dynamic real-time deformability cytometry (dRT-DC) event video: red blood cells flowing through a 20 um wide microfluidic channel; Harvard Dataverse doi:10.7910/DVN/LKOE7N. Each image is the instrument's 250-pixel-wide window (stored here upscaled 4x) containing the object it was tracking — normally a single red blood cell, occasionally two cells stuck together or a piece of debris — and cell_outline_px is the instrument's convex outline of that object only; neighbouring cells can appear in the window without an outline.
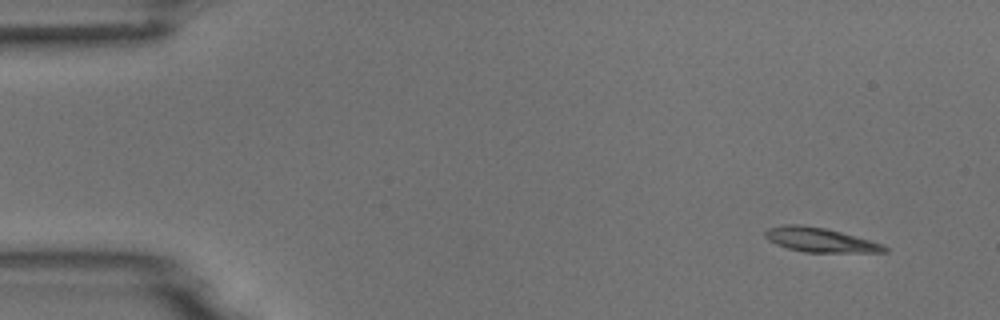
{"species": "common noctule bat (a hibernating species)", "species_latin": "Nyctalus noctula", "temperature_condition": "room temperature", "stored_images_in_passage": 4, "camera_frame_rate_fps": 3000, "um_per_image_px": 0.085, "animal": {"sex": "male", "body_mass_g": 18.8}, "frame": {"image": 1, "passage_image": 1, "time_ms": 0.0, "image_size_px": [1000, 320], "cell_outline_px": [[888, 252], [804, 252], [788, 248], [776, 244], [768, 240], [764, 236], [764, 232], [768, 228], [784, 224], [800, 224], [828, 228], [884, 244], [888, 248]], "centroid_in_image_um": [69.7, 20.38], "position_along_channel_um": 15.3, "area_um2": 17.05}}
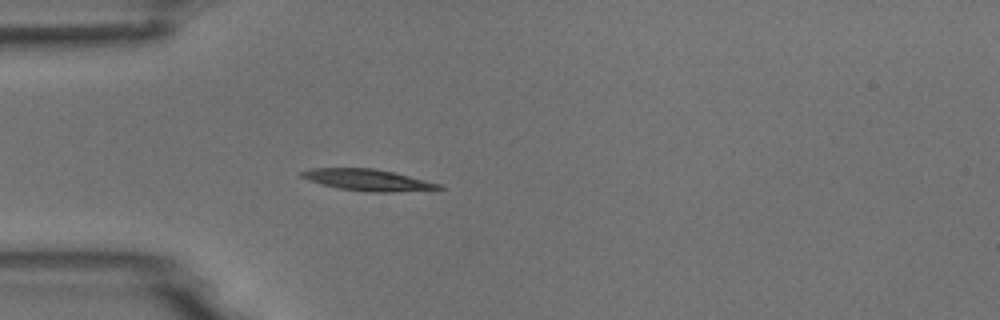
{"frame": {"image": 2, "passage_image": 4, "time_ms": 3.667, "image_size_px": [1000, 320], "cell_outline_px": [[444, 188], [392, 192], [368, 192], [340, 188], [320, 184], [308, 180], [300, 176], [296, 172], [312, 168], [372, 168], [392, 172], [440, 184]], "centroid_in_image_um": [31.14, 15.29], "position_along_channel_um": 53.9, "area_um2": 16.94}}